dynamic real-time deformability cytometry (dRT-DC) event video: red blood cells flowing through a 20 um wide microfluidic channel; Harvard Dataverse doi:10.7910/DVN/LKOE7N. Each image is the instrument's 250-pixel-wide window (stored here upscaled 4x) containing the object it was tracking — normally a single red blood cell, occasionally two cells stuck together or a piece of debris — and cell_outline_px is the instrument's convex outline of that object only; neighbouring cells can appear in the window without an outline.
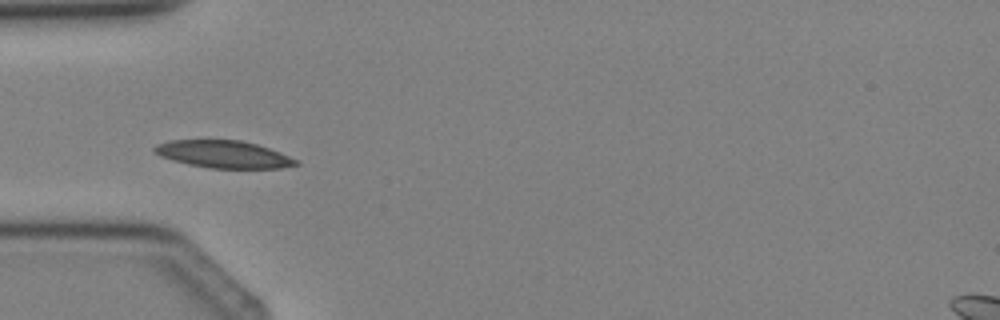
{"species": "Egyptian fruit bat (a non-hibernating species)", "species_latin": "Rousettus aegyptiacus", "temperature_condition": "cold", "stored_images_in_passage": 5, "camera_frame_rate_fps": 3000, "um_per_image_px": 0.085, "animal": {"sex": "female"}, "frame": {"image": 1, "passage_image": 4, "time_ms": 3.667, "image_size_px": [1000, 320], "cell_outline_px": [[300, 164], [280, 168], [208, 168], [188, 164], [172, 160], [160, 156], [152, 152], [152, 148], [156, 144], [168, 140], [240, 140], [256, 144], [280, 152], [300, 160]], "centroid_in_image_um": [18.98, 13.11], "position_along_channel_um": 66.0, "area_um2": 22.72}}
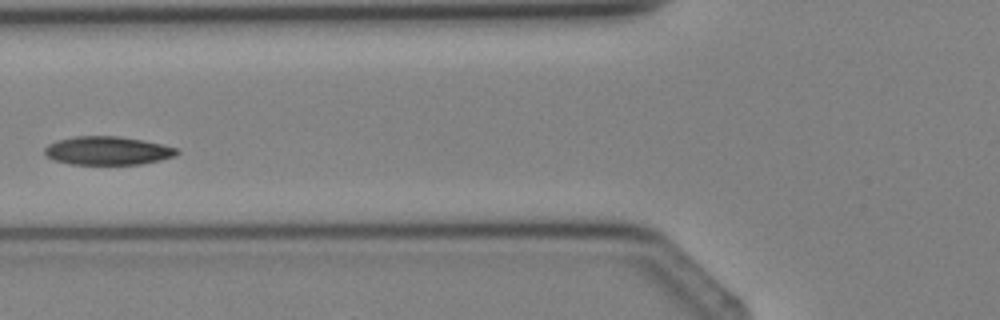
{"frame": {"image": 2, "passage_image": 5, "time_ms": 4.667, "image_size_px": [1000, 320], "cell_outline_px": [[180, 152], [176, 156], [160, 160], [140, 164], [68, 164], [52, 160], [44, 152], [44, 148], [48, 144], [56, 140], [76, 136], [120, 136], [160, 144], [176, 148]], "centroid_in_image_um": [9.11, 12.81], "position_along_channel_um": 116.7, "area_um2": 21.91}}